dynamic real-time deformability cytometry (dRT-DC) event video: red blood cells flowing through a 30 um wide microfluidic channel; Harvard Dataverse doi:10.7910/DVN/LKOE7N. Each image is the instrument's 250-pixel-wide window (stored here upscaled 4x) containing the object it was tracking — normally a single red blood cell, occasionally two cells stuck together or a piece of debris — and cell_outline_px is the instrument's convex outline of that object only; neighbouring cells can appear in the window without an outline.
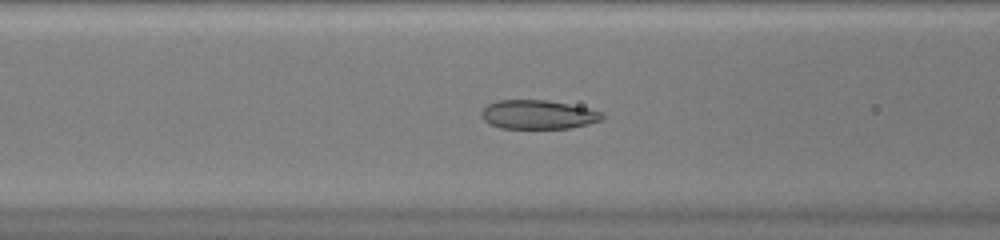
{"species": "common noctule bat (a hibernating species)", "species_latin": "Nyctalus noctula", "temperature_condition": "warm", "stored_images_in_passage": 50, "camera_frame_rate_fps": 3000, "um_per_image_px": 0.085, "animal": {"sex": "female", "body_mass_g": 20.0, "forearm_length_mm": 54.0}, "frame": {"image": 1, "passage_image": 21, "time_ms": 6.667, "image_size_px": [1000, 240], "cell_outline_px": [[604, 116], [600, 120], [588, 124], [568, 128], [500, 128], [488, 124], [480, 116], [480, 112], [488, 104], [496, 100], [548, 100], [588, 108], [604, 112]], "centroid_in_image_um": [45.7, 9.73], "position_along_channel_um": 120.9, "area_um2": 20.46}}
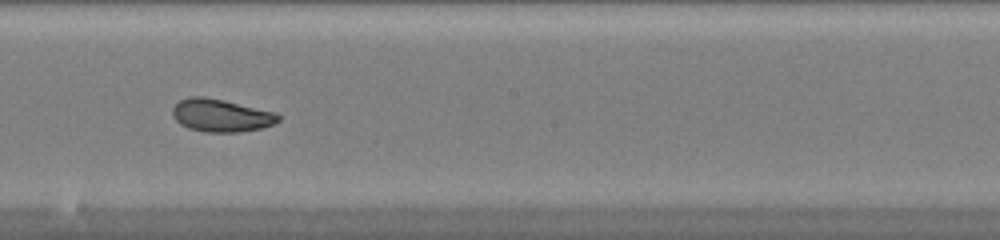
{"frame": {"image": 2, "passage_image": 29, "time_ms": 9.333, "image_size_px": [1000, 240], "cell_outline_px": [[280, 120], [272, 124], [260, 128], [240, 132], [204, 132], [188, 128], [180, 124], [172, 116], [172, 108], [180, 100], [192, 96], [204, 96], [224, 100], [276, 112], [280, 116]], "centroid_in_image_um": [18.77, 9.81], "position_along_channel_um": 229.4, "area_um2": 20.23}}
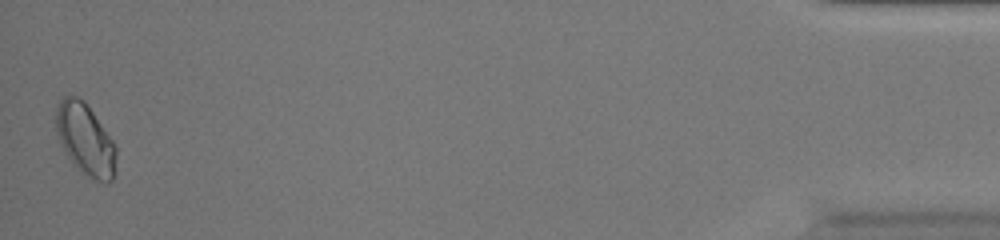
{"frame": {"image": 3, "passage_image": 50, "time_ms": 16.333, "image_size_px": [1000, 240], "cell_outline_px": [[116, 156], [112, 180], [96, 180], [88, 176], [64, 152], [56, 132], [56, 108], [60, 100], [64, 96], [76, 96], [84, 100], [112, 140], [116, 148]], "centroid_in_image_um": [7.23, 11.79], "position_along_channel_um": 428.0, "area_um2": 24.33}, "authors_computed_cell_mechanics": {"area_um2": 21.5016, "velocity_mm_per_s": 4.0745, "shape_relaxation_time_tau1_ms": 8.3761, "shape_relaxation_time_tau2_ms": 1.2652, "deformation_change_tau1": 0.1921, "deformation_change_tau2": 0.051}}